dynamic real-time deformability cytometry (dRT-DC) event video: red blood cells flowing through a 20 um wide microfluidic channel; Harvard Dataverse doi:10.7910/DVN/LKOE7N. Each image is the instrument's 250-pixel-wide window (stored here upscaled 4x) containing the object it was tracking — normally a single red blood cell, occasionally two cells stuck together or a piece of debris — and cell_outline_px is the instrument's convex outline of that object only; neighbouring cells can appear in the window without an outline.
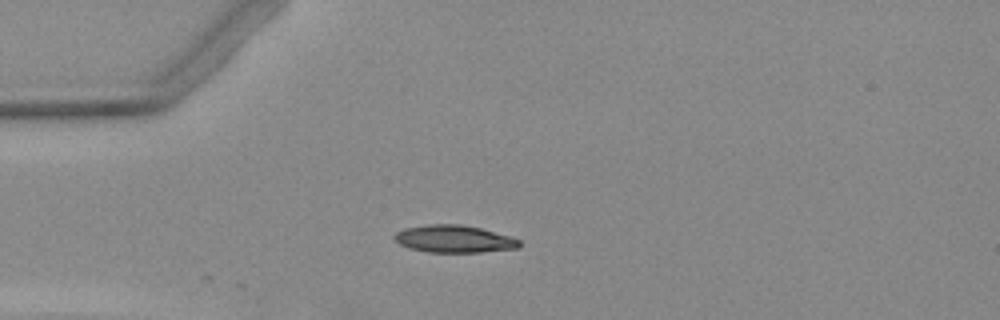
{"species": "Egyptian fruit bat (a non-hibernating species)", "species_latin": "Rousettus aegyptiacus", "temperature_condition": "warm", "stored_images_in_passage": 3, "camera_frame_rate_fps": 3000, "um_per_image_px": 0.085, "animal": {"sex": "female"}, "frame": {"image": 1, "passage_image": 3, "time_ms": 2.333, "image_size_px": [1000, 320], "cell_outline_px": [[520, 248], [480, 252], [428, 252], [412, 248], [400, 244], [392, 236], [396, 232], [404, 228], [428, 224], [460, 224], [480, 228], [508, 236], [520, 240]], "centroid_in_image_um": [38.59, 20.3], "position_along_channel_um": 46.4, "area_um2": 19.77}}